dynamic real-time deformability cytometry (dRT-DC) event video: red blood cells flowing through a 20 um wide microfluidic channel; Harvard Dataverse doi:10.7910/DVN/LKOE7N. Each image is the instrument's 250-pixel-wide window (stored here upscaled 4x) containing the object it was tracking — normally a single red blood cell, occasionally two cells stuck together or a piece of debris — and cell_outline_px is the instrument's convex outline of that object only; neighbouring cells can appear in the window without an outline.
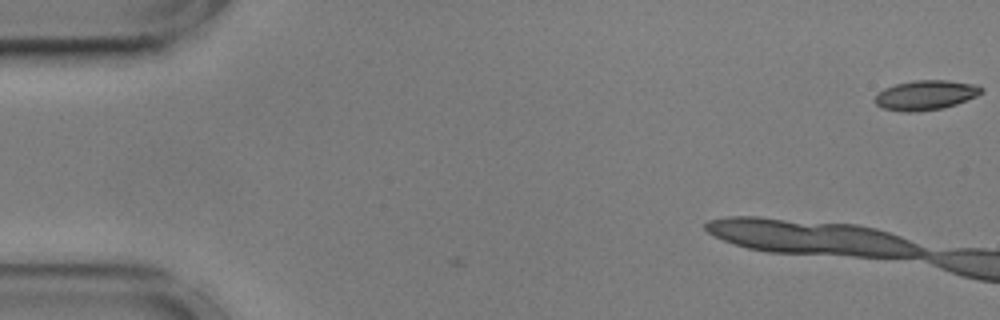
{"species": "common noctule bat (a hibernating species)", "species_latin": "Nyctalus noctula", "temperature_condition": "cold", "stored_images_in_passage": 3, "camera_frame_rate_fps": 3000, "um_per_image_px": 0.085, "animal": {"sex": "male", "body_mass_g": 17.9, "forearm_length_mm": 54.2}, "frame": {"image": 1, "passage_image": 3, "time_ms": 0.667, "image_size_px": [1000, 320], "cell_outline_px": [[984, 92], [976, 96], [956, 104], [940, 108], [916, 112], [904, 112], [884, 108], [876, 104], [876, 96], [884, 88], [896, 84], [912, 80], [948, 80], [976, 84], [984, 88]], "centroid_in_image_um": [78.72, 8.07], "position_along_channel_um": 6.3, "area_um2": 18.32}}